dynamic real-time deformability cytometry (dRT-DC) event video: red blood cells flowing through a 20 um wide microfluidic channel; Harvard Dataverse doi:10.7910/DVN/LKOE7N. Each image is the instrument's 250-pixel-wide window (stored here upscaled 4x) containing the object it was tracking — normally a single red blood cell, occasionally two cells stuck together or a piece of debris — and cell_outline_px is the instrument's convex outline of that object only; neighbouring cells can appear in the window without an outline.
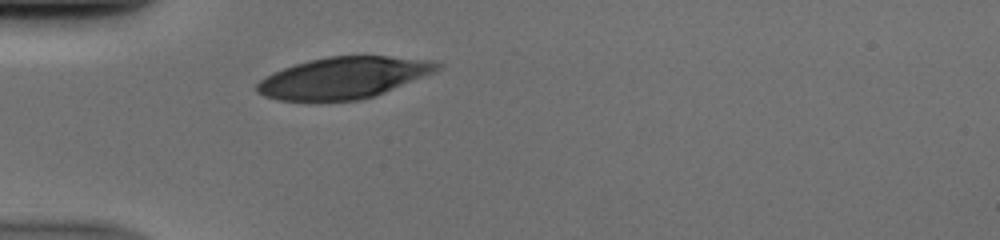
{"species": "human", "species_latin": "Homo sapiens", "temperature_condition": "cold", "stored_images_in_passage": 29, "camera_frame_rate_fps": 3000, "um_per_image_px": 0.085, "donor": {"sex": "male"}, "frame": {"image": 1, "passage_image": 1, "time_ms": 0.0, "image_size_px": [1000, 240], "cell_outline_px": [[440, 68], [436, 72], [384, 92], [360, 100], [320, 104], [280, 100], [264, 96], [256, 92], [256, 84], [264, 76], [284, 68], [308, 60], [328, 56], [388, 56], [432, 60], [440, 64]], "centroid_in_image_um": [29.14, 6.65], "position_along_channel_um": 55.9, "area_um2": 44.39}}
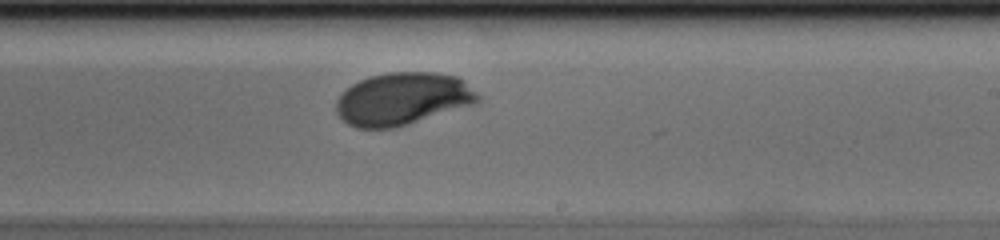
{"frame": {"image": 2, "passage_image": 17, "time_ms": 5.333, "image_size_px": [1000, 240], "cell_outline_px": [[480, 100], [476, 104], [408, 124], [392, 128], [356, 128], [348, 124], [336, 112], [336, 100], [352, 84], [368, 76], [388, 72], [432, 72], [456, 76], [476, 92], [480, 96]], "centroid_in_image_um": [34.22, 8.4], "position_along_channel_um": 254.8, "area_um2": 43.18}}
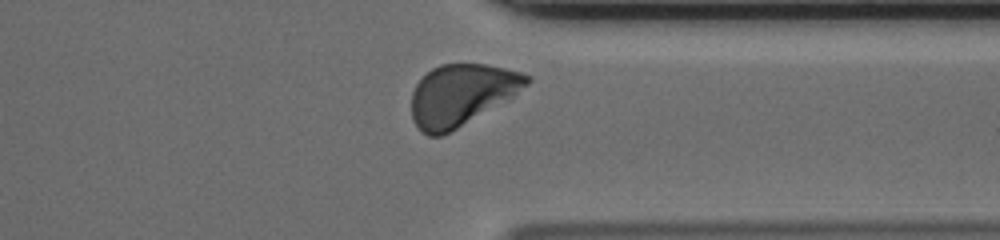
{"frame": {"image": 3, "passage_image": 26, "time_ms": 8.333, "image_size_px": [1000, 240], "cell_outline_px": [[532, 80], [528, 84], [508, 100], [456, 128], [440, 136], [428, 136], [420, 132], [412, 120], [412, 92], [416, 84], [432, 68], [440, 64], [484, 64], [504, 68], [520, 72], [532, 76]], "centroid_in_image_um": [39.22, 8.06], "position_along_channel_um": 372.2, "area_um2": 41.04}}